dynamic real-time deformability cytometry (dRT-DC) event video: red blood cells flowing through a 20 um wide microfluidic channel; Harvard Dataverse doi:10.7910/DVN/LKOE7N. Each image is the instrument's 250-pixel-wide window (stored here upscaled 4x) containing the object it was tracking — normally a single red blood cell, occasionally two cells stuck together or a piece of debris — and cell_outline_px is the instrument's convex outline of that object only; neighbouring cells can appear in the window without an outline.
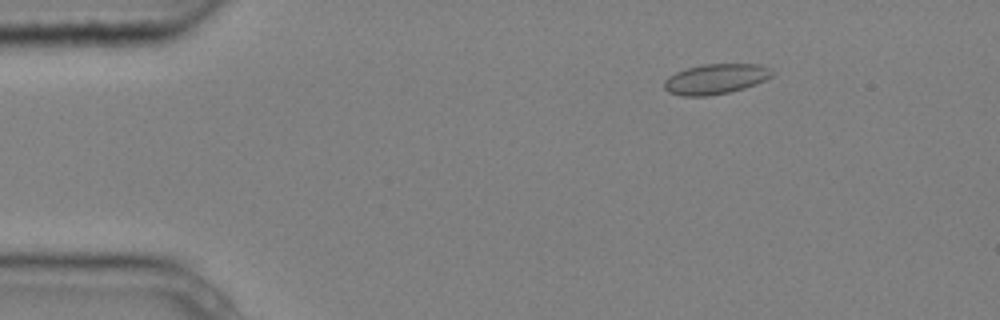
{"species": "common noctule bat (a hibernating species)", "species_latin": "Nyctalus noctula", "temperature_condition": "cold", "stored_images_in_passage": 5, "segment_of_instrument_passage": [1, 2], "camera_frame_rate_fps": 3000, "um_per_image_px": 0.085, "animal": {"sex": "male", "body_mass_g": 20.4}, "frame": {"image": 1, "passage_image": 2, "time_ms": 0.333, "image_size_px": [1000, 320], "cell_outline_px": [[776, 72], [772, 76], [756, 84], [744, 88], [728, 92], [708, 96], [680, 96], [668, 92], [664, 88], [664, 80], [668, 76], [676, 72], [688, 68], [704, 64], [760, 64]], "centroid_in_image_um": [60.82, 6.72], "position_along_channel_um": 24.2, "area_um2": 19.02}}